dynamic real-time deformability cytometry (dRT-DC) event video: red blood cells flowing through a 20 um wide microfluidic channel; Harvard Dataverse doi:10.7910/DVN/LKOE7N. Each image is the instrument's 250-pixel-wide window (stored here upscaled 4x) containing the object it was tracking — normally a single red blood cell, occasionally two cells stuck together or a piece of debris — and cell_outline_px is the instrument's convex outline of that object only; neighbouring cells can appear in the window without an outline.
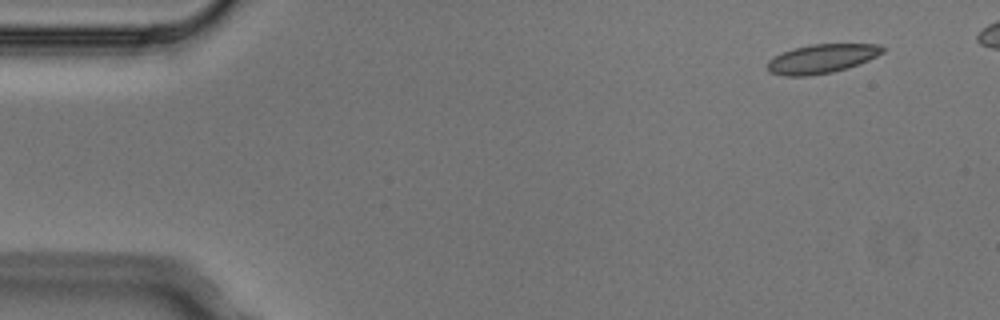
{"species": "Egyptian fruit bat (a non-hibernating species)", "species_latin": "Rousettus aegyptiacus", "temperature_condition": "cold", "stored_images_in_passage": 5, "segment_of_instrument_passage": [2, 2], "camera_frame_rate_fps": 3000, "um_per_image_px": 0.085, "animal": {"sex": "male"}, "frame": {"image": 1, "passage_image": 5, "time_ms": 1.333, "image_size_px": [1000, 320], "cell_outline_px": [[888, 48], [884, 52], [860, 64], [848, 68], [832, 72], [808, 76], [784, 76], [768, 72], [768, 60], [792, 48], [812, 44], [880, 44]], "centroid_in_image_um": [69.89, 4.99], "position_along_channel_um": 15.1, "area_um2": 19.59}}